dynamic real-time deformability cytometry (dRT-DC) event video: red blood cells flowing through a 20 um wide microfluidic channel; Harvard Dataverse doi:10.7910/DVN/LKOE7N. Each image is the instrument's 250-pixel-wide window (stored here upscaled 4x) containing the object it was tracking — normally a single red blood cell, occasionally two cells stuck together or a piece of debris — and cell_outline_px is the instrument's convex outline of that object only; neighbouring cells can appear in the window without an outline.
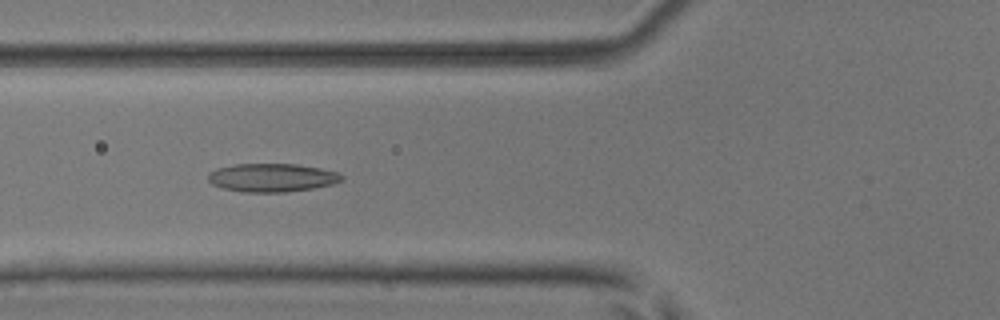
{"species": "common noctule bat (a hibernating species)", "species_latin": "Nyctalus noctula", "temperature_condition": "room temperature", "stored_images_in_passage": 54, "camera_frame_rate_fps": 3000, "um_per_image_px": 0.085, "animal": {"sex": "male", "body_mass_g": 17.9, "forearm_length_mm": 54.2}, "frame": {"image": 1, "passage_image": 21, "time_ms": 6.667, "image_size_px": [1000, 320], "cell_outline_px": [[344, 180], [332, 184], [312, 188], [284, 192], [244, 192], [224, 188], [212, 184], [208, 180], [208, 172], [216, 168], [236, 164], [296, 164], [320, 168], [336, 172], [344, 176]], "centroid_in_image_um": [23.11, 15.09], "position_along_channel_um": 102.7, "area_um2": 22.02}}
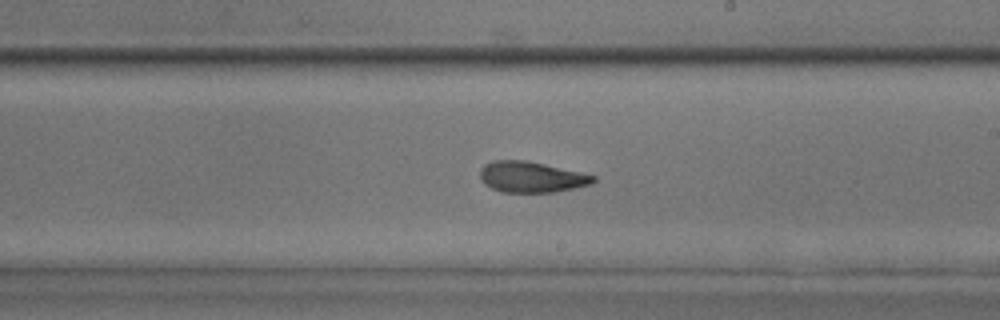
{"frame": {"image": 2, "passage_image": 32, "time_ms": 10.333, "image_size_px": [1000, 320], "cell_outline_px": [[596, 180], [592, 184], [552, 192], [500, 192], [484, 184], [480, 180], [480, 168], [484, 164], [492, 160], [524, 160], [544, 164], [580, 172], [596, 176]], "centroid_in_image_um": [45.12, 15.04], "position_along_channel_um": 243.9, "area_um2": 20.35}}
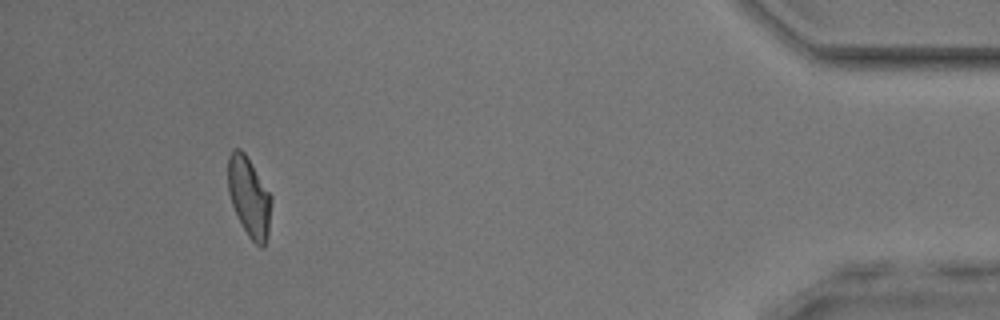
{"frame": {"image": 3, "passage_image": 50, "time_ms": 16.333, "image_size_px": [1000, 320], "cell_outline_px": [[272, 200], [268, 236], [264, 248], [260, 248], [248, 236], [232, 204], [228, 192], [228, 156], [232, 148], [240, 148], [244, 152], [272, 196]], "centroid_in_image_um": [21.19, 16.74], "position_along_channel_um": 414.0, "area_um2": 20.11}, "authors_computed_cell_mechanics": {"area_um2": 20.7791, "velocity_mm_per_s": 3.8644, "shape_relaxation_time_tau1_ms": null, "shape_relaxation_time_tau2_ms": 2.4855, "deformation_change_tau1": null, "deformation_change_tau2": 0.095}}